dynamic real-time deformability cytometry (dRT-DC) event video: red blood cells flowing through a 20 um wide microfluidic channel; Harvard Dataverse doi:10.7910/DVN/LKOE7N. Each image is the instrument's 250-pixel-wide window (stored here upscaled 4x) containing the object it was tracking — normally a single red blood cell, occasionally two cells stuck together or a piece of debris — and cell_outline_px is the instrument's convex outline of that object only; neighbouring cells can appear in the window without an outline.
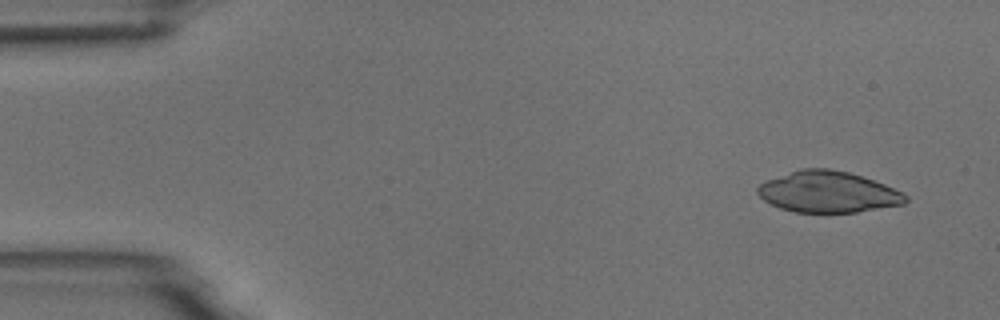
{"species": "common noctule bat (a hibernating species)", "species_latin": "Nyctalus noctula", "temperature_condition": "room temperature", "stored_images_in_passage": 5, "camera_frame_rate_fps": 3000, "um_per_image_px": 0.085, "animal": {"sex": "male", "body_mass_g": 18.8}, "frame": {"image": 1, "passage_image": 1, "time_ms": 0.0, "image_size_px": [1000, 320], "cell_outline_px": [[908, 200], [904, 204], [856, 212], [796, 212], [780, 208], [764, 200], [756, 192], [756, 188], [760, 184], [768, 180], [804, 168], [828, 168], [848, 172], [884, 184], [908, 196]], "centroid_in_image_um": [70.38, 16.32], "position_along_channel_um": 14.6, "area_um2": 34.97}}